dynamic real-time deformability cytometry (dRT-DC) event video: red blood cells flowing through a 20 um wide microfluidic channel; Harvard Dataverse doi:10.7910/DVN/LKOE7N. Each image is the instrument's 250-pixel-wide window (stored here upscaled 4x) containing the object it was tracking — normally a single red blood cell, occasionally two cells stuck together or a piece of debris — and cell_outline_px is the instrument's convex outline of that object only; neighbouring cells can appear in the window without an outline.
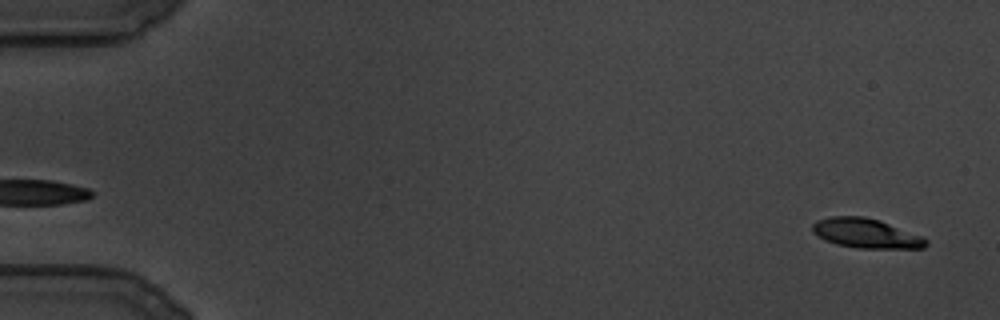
{"species": "common noctule bat (a hibernating species)", "species_latin": "Nyctalus noctula", "temperature_condition": "cold", "stored_images_in_passage": 20, "camera_frame_rate_fps": 3000, "um_per_image_px": 0.085, "animal": {"sex": "male", "body_mass_g": 19.5, "forearm_length_mm": 54.6}, "frame": {"image": 1, "passage_image": 5, "time_ms": 1.333, "image_size_px": [1000, 320], "cell_outline_px": [[928, 244], [924, 248], [856, 248], [836, 244], [824, 240], [816, 236], [812, 232], [812, 224], [816, 220], [832, 216], [864, 216], [880, 220], [924, 236], [928, 240]], "centroid_in_image_um": [73.61, 19.83], "position_along_channel_um": 11.4, "area_um2": 19.88}}